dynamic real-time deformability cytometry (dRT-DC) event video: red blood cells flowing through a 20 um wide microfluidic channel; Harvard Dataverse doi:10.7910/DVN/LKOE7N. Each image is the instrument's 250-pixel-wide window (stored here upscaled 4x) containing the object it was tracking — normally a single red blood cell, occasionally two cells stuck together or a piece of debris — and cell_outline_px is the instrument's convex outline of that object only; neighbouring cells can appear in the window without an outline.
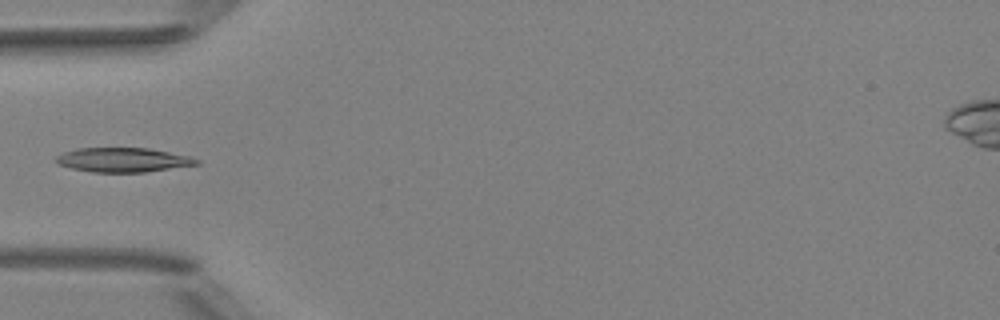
{"species": "Egyptian fruit bat (a non-hibernating species)", "species_latin": "Rousettus aegyptiacus", "temperature_condition": "room temperature", "stored_images_in_passage": 4, "camera_frame_rate_fps": 3000, "um_per_image_px": 0.085, "animal": {"sex": "female"}, "frame": {"image": 1, "passage_image": 4, "time_ms": 4.0, "image_size_px": [1000, 320], "cell_outline_px": [[200, 164], [144, 172], [92, 172], [72, 168], [56, 164], [52, 160], [56, 156], [64, 152], [76, 148], [148, 148], [188, 156], [200, 160]], "centroid_in_image_um": [10.4, 13.59], "position_along_channel_um": 74.6, "area_um2": 19.94}}